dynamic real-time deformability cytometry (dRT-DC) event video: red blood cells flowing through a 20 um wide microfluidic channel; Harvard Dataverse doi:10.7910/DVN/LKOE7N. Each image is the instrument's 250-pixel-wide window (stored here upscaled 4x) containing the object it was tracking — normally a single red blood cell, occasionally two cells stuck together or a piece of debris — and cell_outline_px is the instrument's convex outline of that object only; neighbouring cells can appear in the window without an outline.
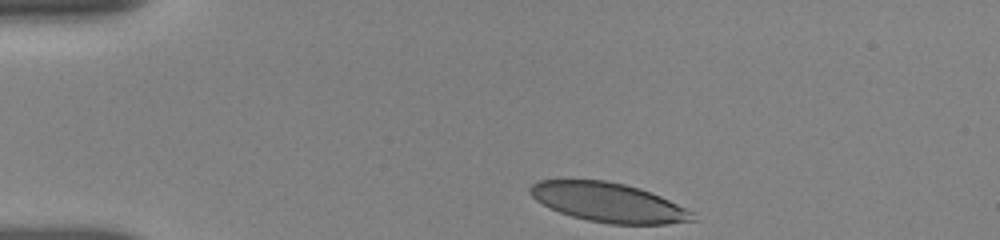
{"species": "human", "species_latin": "Homo sapiens", "temperature_condition": "room temperature", "stored_images_in_passage": 10, "camera_frame_rate_fps": 3000, "um_per_image_px": 0.085, "donor": {"sex": "female"}, "frame": {"image": 1, "passage_image": 1, "time_ms": 0.0, "image_size_px": [1000, 240], "cell_outline_px": [[700, 220], [668, 224], [608, 224], [588, 220], [572, 216], [560, 212], [536, 200], [528, 192], [528, 188], [536, 180], [604, 180], [624, 184], [640, 188], [660, 196], [696, 212]], "centroid_in_image_um": [51.78, 17.21], "position_along_channel_um": 33.2, "area_um2": 37.4}}
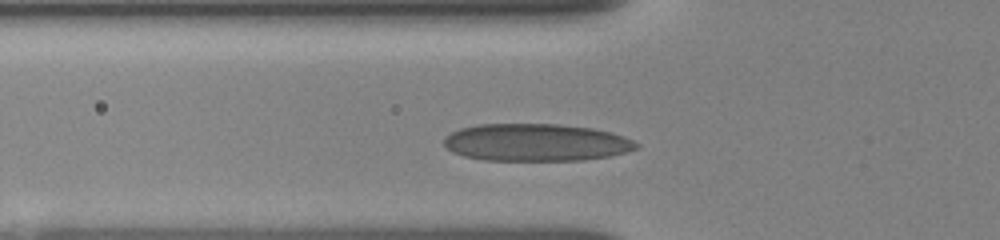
{"frame": {"image": 2, "passage_image": 9, "time_ms": 2.667, "image_size_px": [1000, 240], "cell_outline_px": [[640, 148], [608, 156], [584, 160], [484, 160], [464, 156], [452, 152], [444, 144], [444, 136], [460, 128], [480, 124], [560, 124], [592, 128], [612, 132], [632, 140], [640, 144]], "centroid_in_image_um": [45.56, 12.1], "position_along_channel_um": 80.2, "area_um2": 41.96}}